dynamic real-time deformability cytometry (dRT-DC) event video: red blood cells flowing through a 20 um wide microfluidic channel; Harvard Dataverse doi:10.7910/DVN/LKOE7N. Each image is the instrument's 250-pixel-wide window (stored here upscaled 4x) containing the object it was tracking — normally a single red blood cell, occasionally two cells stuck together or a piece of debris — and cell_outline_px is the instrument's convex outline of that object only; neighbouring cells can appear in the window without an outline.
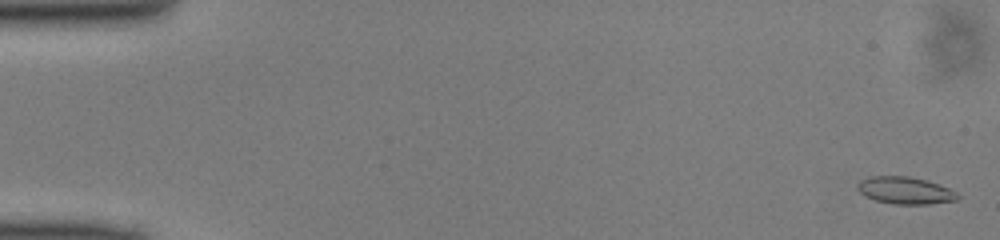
{"species": "common noctule bat (a hibernating species)", "species_latin": "Nyctalus noctula", "temperature_condition": "cold", "stored_images_in_passage": 50, "camera_frame_rate_fps": 3000, "um_per_image_px": 0.085, "animal": {"sex": "male", "body_mass_g": 13.0, "forearm_length_mm": 53.1}, "frame": {"image": 1, "passage_image": 2, "time_ms": 0.333, "image_size_px": [1000, 240], "cell_outline_px": [[960, 196], [956, 200], [928, 204], [892, 204], [876, 200], [864, 196], [856, 188], [856, 184], [860, 180], [872, 176], [908, 176], [928, 180], [948, 188], [956, 192]], "centroid_in_image_um": [76.91, 16.18], "position_along_channel_um": 8.1, "area_um2": 15.9}}
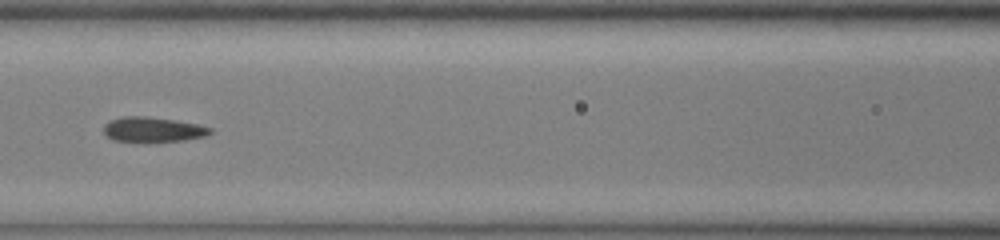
{"frame": {"image": 2, "passage_image": 23, "time_ms": 7.333, "image_size_px": [1000, 240], "cell_outline_px": [[212, 132], [204, 136], [184, 140], [144, 144], [116, 140], [108, 136], [104, 132], [104, 124], [120, 116], [144, 116], [172, 120], [196, 124], [212, 128]], "centroid_in_image_um": [12.97, 11.04], "position_along_channel_um": 153.6, "area_um2": 15.72}}
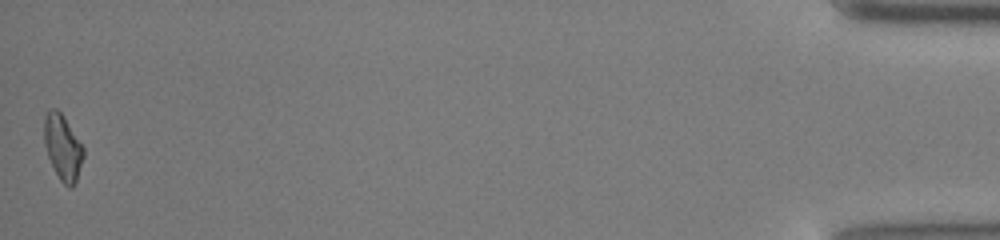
{"frame": {"image": 3, "passage_image": 50, "time_ms": 16.333, "image_size_px": [1000, 240], "cell_outline_px": [[84, 156], [76, 180], [72, 188], [68, 188], [60, 180], [48, 156], [44, 144], [44, 116], [48, 108], [56, 108], [64, 116], [84, 148]], "centroid_in_image_um": [5.32, 12.49], "position_along_channel_um": 429.9, "area_um2": 14.97}}